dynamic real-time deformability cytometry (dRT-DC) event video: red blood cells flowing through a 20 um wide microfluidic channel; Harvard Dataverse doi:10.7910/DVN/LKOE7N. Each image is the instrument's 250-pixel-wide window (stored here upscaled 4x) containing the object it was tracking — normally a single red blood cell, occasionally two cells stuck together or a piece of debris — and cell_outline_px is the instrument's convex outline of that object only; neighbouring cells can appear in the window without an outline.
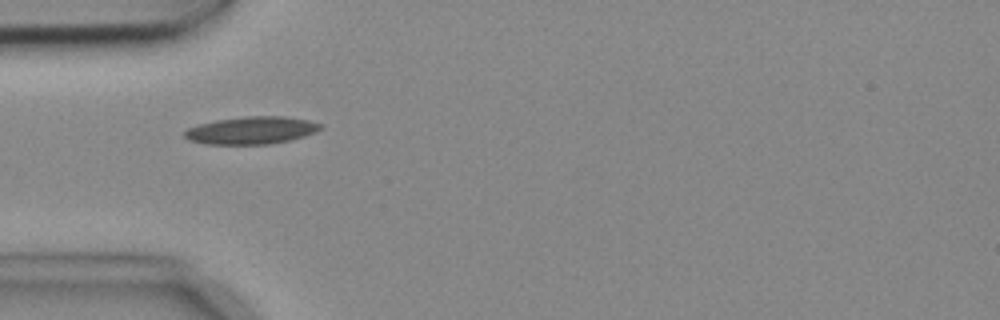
{"species": "common noctule bat (a hibernating species)", "species_latin": "Nyctalus noctula", "temperature_condition": "cold", "stored_images_in_passage": 6, "camera_frame_rate_fps": 3000, "um_per_image_px": 0.085, "animal": {"sex": "female", "body_mass_g": 18.4}, "frame": {"image": 1, "passage_image": 5, "time_ms": 1.333, "image_size_px": [1000, 320], "cell_outline_px": [[324, 128], [316, 132], [304, 136], [288, 140], [268, 144], [204, 144], [188, 140], [184, 136], [184, 132], [188, 128], [196, 124], [216, 120], [244, 116], [284, 116], [308, 120], [324, 124]], "centroid_in_image_um": [21.37, 11.07], "position_along_channel_um": 63.6, "area_um2": 21.96}}